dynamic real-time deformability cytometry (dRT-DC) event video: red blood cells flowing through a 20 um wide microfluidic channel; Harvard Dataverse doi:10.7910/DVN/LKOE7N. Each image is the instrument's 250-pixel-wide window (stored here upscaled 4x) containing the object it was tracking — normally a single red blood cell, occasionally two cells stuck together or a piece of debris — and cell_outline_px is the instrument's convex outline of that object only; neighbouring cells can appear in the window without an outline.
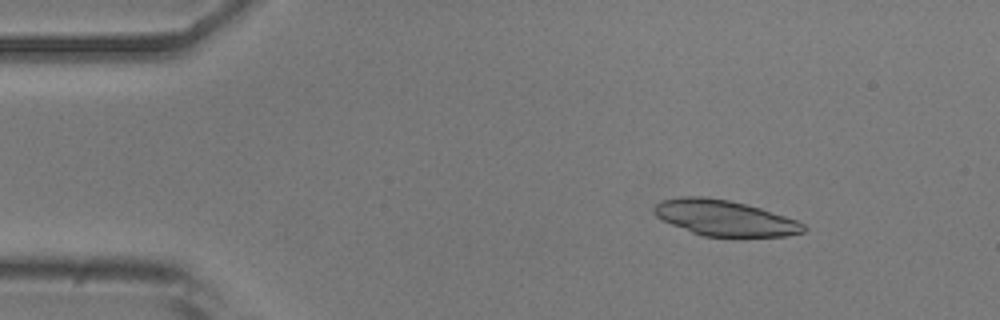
{"species": "common noctule bat (a hibernating species)", "species_latin": "Nyctalus noctula", "temperature_condition": "room temperature", "stored_images_in_passage": 50, "camera_frame_rate_fps": 3000, "um_per_image_px": 0.085, "animal": {"sex": "male", "body_mass_g": 20.5, "forearm_length_mm": 52.5}, "frame": {"image": 1, "passage_image": 6, "time_ms": 1.667, "image_size_px": [1000, 320], "cell_outline_px": [[808, 228], [804, 232], [784, 236], [704, 236], [692, 232], [672, 224], [656, 216], [652, 208], [660, 200], [680, 196], [704, 196], [728, 200], [760, 208], [796, 220], [804, 224]], "centroid_in_image_um": [61.57, 18.51], "position_along_channel_um": 23.4, "area_um2": 30.75}}